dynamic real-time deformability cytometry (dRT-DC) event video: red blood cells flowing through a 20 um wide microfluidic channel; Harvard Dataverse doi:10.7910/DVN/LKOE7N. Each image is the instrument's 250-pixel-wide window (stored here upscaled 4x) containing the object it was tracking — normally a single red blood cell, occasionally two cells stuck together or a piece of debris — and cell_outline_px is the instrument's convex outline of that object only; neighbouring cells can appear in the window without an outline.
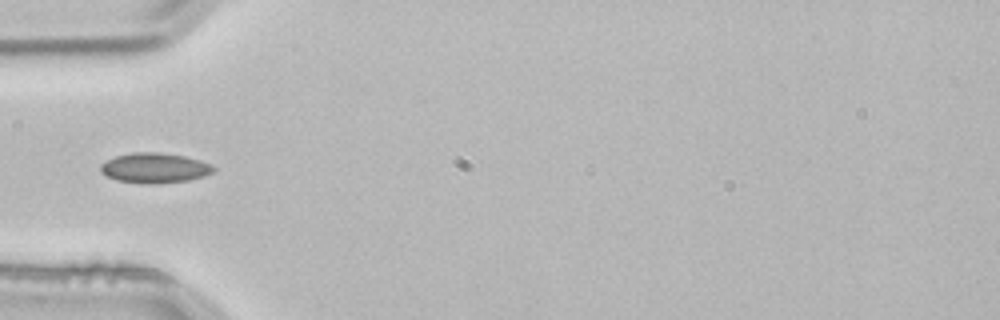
{"species": "common noctule bat (a hibernating species)", "species_latin": "Nyctalus noctula", "temperature_condition": "room temperature", "stored_images_in_passage": 2, "camera_frame_rate_fps": 3000, "um_per_image_px": 0.085, "animal": {"sex": "male", "body_mass_g": 21.5, "forearm_length_mm": 52.0}, "frame": {"image": 1, "passage_image": 2, "time_ms": 0.333, "image_size_px": [1000, 320], "cell_outline_px": [[216, 172], [204, 176], [188, 180], [152, 184], [148, 184], [116, 180], [100, 172], [100, 164], [116, 156], [132, 152], [160, 152], [184, 156], [200, 160], [212, 164], [216, 168]], "centroid_in_image_um": [13.18, 14.27], "position_along_channel_um": 71.8, "area_um2": 19.88}}